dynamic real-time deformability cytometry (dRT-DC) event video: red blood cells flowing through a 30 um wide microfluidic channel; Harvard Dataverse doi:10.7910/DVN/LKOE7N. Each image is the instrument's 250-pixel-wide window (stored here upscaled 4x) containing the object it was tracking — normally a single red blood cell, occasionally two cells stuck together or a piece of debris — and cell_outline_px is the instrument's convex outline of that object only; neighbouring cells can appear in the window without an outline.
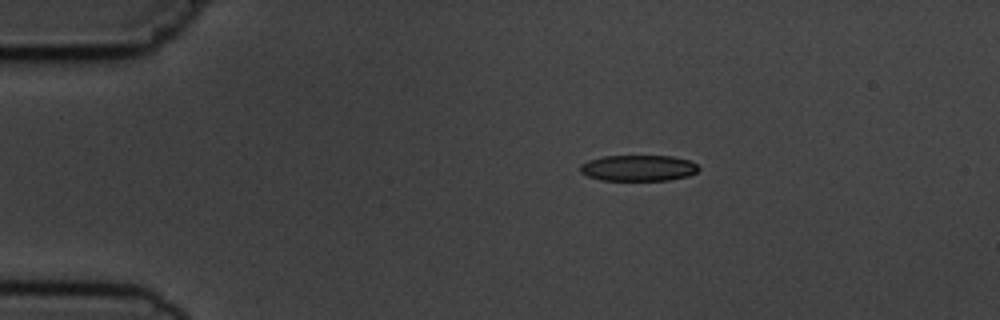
{"species": "common noctule bat (a hibernating species)", "species_latin": "Nyctalus noctula", "temperature_condition": "cold", "stored_images_in_passage": 7, "camera_frame_rate_fps": 3000, "um_per_image_px": 0.085, "animal": {"sex": "male", "body_mass_g": 19.5, "forearm_length_mm": 54.6}, "frame": {"image": 1, "passage_image": 3, "time_ms": 3.333, "image_size_px": [1000, 320], "cell_outline_px": [[700, 168], [696, 172], [688, 176], [668, 180], [600, 180], [588, 176], [580, 172], [580, 164], [588, 160], [604, 156], [672, 156], [688, 160], [696, 164]], "centroid_in_image_um": [54.24, 14.28], "position_along_channel_um": 30.8, "area_um2": 17.92}}
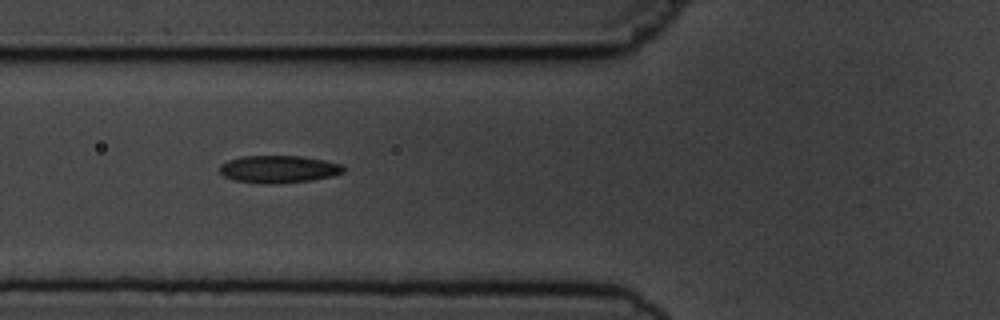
{"frame": {"image": 2, "passage_image": 6, "time_ms": 6.667, "image_size_px": [1000, 320], "cell_outline_px": [[344, 172], [332, 176], [312, 180], [236, 180], [224, 176], [220, 172], [220, 164], [228, 160], [244, 156], [300, 156], [324, 160], [344, 164]], "centroid_in_image_um": [23.75, 14.31], "position_along_channel_um": 102.1, "area_um2": 18.55}}
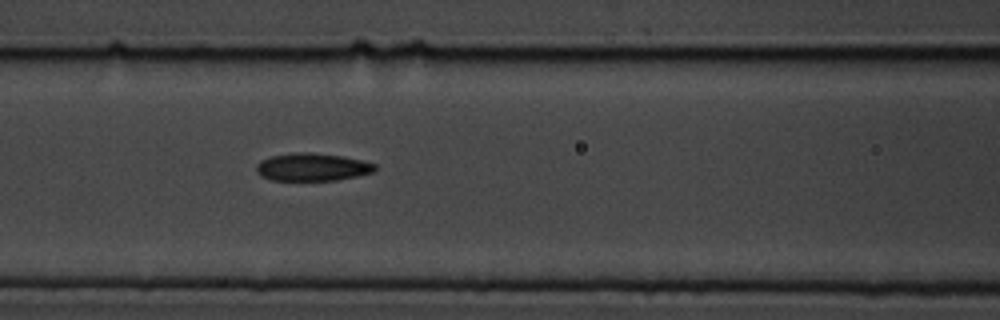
{"frame": {"image": 3, "passage_image": 7, "time_ms": 7.667, "image_size_px": [1000, 320], "cell_outline_px": [[376, 168], [372, 172], [356, 176], [336, 180], [272, 180], [260, 176], [256, 172], [256, 164], [260, 160], [272, 156], [292, 152], [308, 152], [340, 156], [360, 160], [376, 164]], "centroid_in_image_um": [26.48, 14.2], "position_along_channel_um": 140.1, "area_um2": 19.07}}